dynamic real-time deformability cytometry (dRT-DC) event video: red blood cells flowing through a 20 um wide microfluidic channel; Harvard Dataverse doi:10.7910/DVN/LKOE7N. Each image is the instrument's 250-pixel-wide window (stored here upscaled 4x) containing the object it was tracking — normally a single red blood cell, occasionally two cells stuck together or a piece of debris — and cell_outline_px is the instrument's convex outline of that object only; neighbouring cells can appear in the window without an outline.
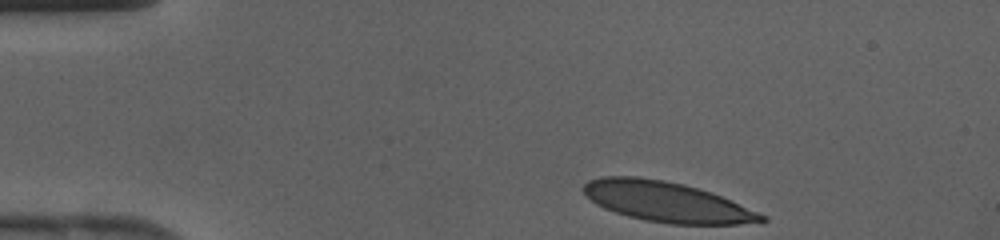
{"species": "human", "species_latin": "Homo sapiens", "temperature_condition": "cold", "stored_images_in_passage": 32, "camera_frame_rate_fps": 3000, "um_per_image_px": 0.085, "donor": {"sex": "female"}, "frame": {"image": 1, "passage_image": 1, "time_ms": 0.0, "image_size_px": [1000, 240], "cell_outline_px": [[768, 220], [764, 224], [668, 224], [644, 220], [628, 216], [604, 208], [596, 204], [580, 188], [588, 180], [600, 176], [636, 176], [664, 180], [684, 184], [712, 192], [768, 216]], "centroid_in_image_um": [56.72, 17.16], "position_along_channel_um": 28.3, "area_um2": 42.08}}
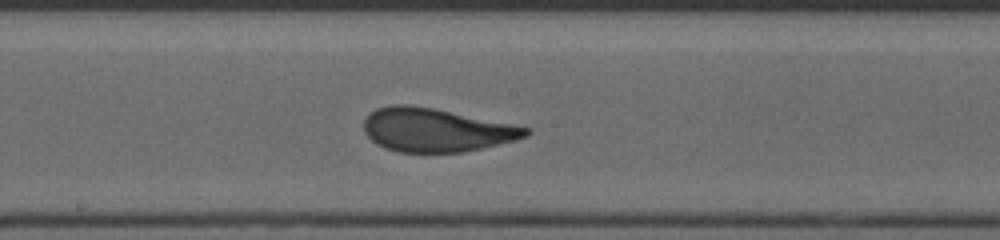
{"frame": {"image": 2, "passage_image": 17, "time_ms": 5.333, "image_size_px": [1000, 240], "cell_outline_px": [[532, 132], [528, 136], [516, 140], [464, 152], [400, 152], [384, 148], [376, 144], [364, 132], [364, 120], [376, 108], [392, 104], [408, 104], [432, 108], [532, 128]], "centroid_in_image_um": [37.07, 11.05], "position_along_channel_um": 211.1, "area_um2": 40.92}}
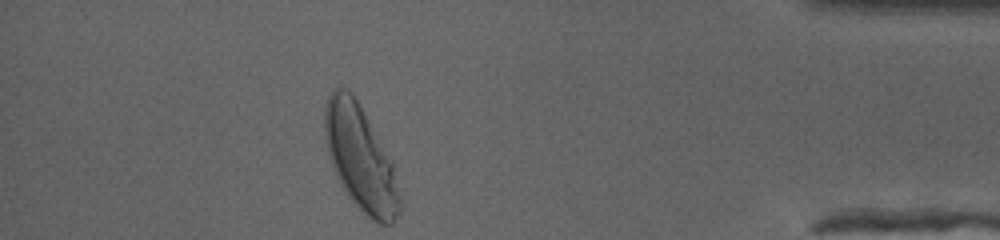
{"frame": {"image": 3, "passage_image": 32, "time_ms": 10.333, "image_size_px": [1000, 240], "cell_outline_px": [[400, 212], [392, 224], [380, 224], [364, 216], [356, 208], [340, 184], [336, 176], [328, 152], [324, 136], [324, 108], [328, 96], [332, 88], [348, 88], [352, 92], [360, 104], [392, 164], [400, 196]], "centroid_in_image_um": [30.6, 13.46], "position_along_channel_um": 404.6, "area_um2": 45.78}}